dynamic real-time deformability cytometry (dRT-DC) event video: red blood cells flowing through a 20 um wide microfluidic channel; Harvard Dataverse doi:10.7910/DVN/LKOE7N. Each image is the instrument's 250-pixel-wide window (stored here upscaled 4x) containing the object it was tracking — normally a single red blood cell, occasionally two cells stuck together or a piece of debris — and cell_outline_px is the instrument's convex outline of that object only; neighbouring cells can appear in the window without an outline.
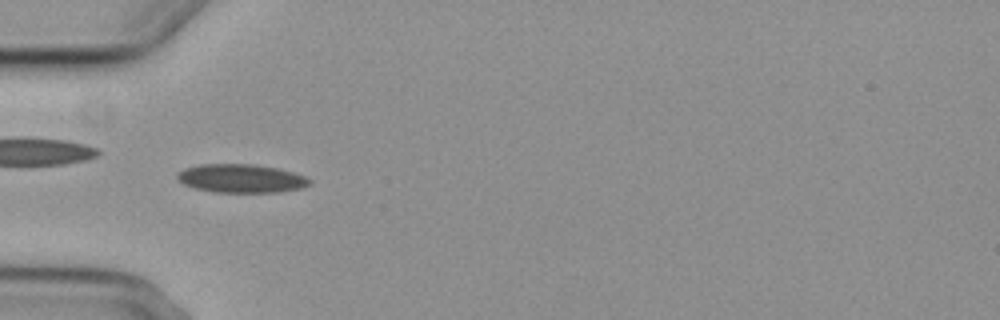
{"species": "common noctule bat (a hibernating species)", "species_latin": "Nyctalus noctula", "temperature_condition": "cold", "stored_images_in_passage": 4, "camera_frame_rate_fps": 3000, "um_per_image_px": 0.085, "animal": {"sex": "female", "body_mass_g": 29.2, "forearm_length_mm": 56.3}, "frame": {"image": 1, "passage_image": 4, "time_ms": 3.667, "image_size_px": [1000, 320], "cell_outline_px": [[312, 184], [304, 188], [280, 192], [212, 192], [196, 188], [184, 184], [176, 180], [176, 176], [184, 168], [200, 164], [256, 164], [276, 168], [292, 172], [304, 176], [312, 180]], "centroid_in_image_um": [20.52, 15.17], "position_along_channel_um": 64.5, "area_um2": 22.14}}